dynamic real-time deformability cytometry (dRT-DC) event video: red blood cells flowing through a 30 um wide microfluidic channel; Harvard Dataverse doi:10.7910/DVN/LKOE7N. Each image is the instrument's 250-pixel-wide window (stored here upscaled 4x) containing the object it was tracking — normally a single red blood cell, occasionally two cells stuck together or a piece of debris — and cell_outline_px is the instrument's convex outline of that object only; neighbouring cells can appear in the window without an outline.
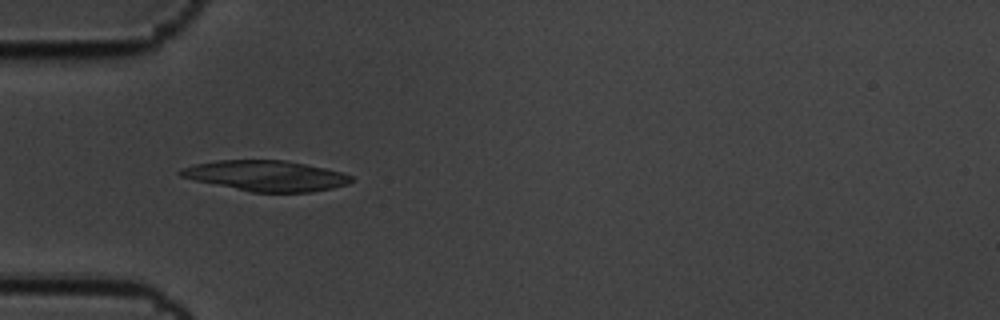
{"species": "common noctule bat (a hibernating species)", "species_latin": "Nyctalus noctula", "temperature_condition": "cold", "stored_images_in_passage": 6, "camera_frame_rate_fps": 3000, "um_per_image_px": 0.085, "animal": {"sex": "male", "body_mass_g": 19.5, "forearm_length_mm": 54.6}, "frame": {"image": 1, "passage_image": 5, "time_ms": 1.333, "image_size_px": [1000, 320], "cell_outline_px": [[352, 180], [348, 184], [332, 188], [312, 192], [252, 192], [196, 180], [180, 176], [176, 172], [180, 168], [196, 164], [216, 160], [284, 160], [344, 172], [352, 176]], "centroid_in_image_um": [22.62, 14.94], "position_along_channel_um": 62.4, "area_um2": 30.17}}
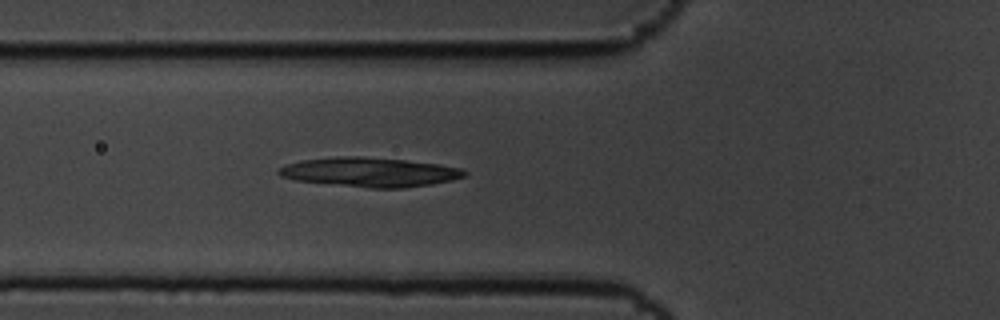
{"frame": {"image": 2, "passage_image": 6, "time_ms": 1.667, "image_size_px": [1000, 320], "cell_outline_px": [[468, 172], [464, 176], [452, 180], [432, 184], [404, 188], [372, 188], [296, 180], [280, 176], [276, 172], [280, 168], [288, 164], [300, 160], [336, 156], [360, 156], [404, 160], [440, 164], [460, 168]], "centroid_in_image_um": [31.44, 14.62], "position_along_channel_um": 94.4, "area_um2": 31.62}}